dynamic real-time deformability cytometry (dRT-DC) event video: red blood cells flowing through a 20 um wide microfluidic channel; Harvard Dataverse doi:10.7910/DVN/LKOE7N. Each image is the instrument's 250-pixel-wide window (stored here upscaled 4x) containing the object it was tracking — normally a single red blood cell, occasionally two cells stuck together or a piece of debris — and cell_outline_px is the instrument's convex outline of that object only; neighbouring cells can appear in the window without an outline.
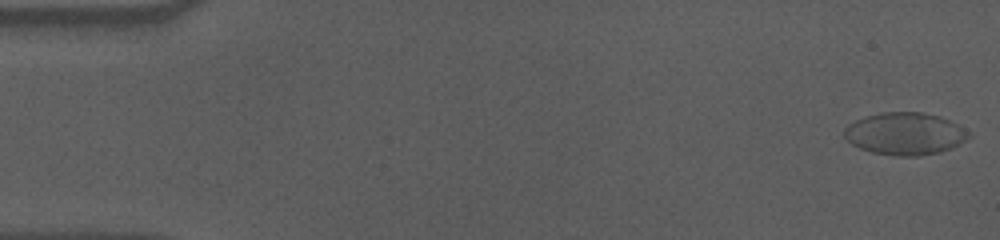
{"species": "human", "species_latin": "Homo sapiens", "temperature_condition": "cold", "stored_images_in_passage": 57, "camera_frame_rate_fps": 3000, "um_per_image_px": 0.085, "donor": {"sex": "male"}, "frame": {"image": 1, "passage_image": 1, "time_ms": 0.0, "image_size_px": [1000, 240], "cell_outline_px": [[972, 136], [940, 152], [920, 156], [896, 156], [872, 152], [860, 148], [852, 144], [844, 136], [844, 128], [848, 124], [864, 116], [880, 112], [920, 112], [936, 116], [948, 120], [956, 124], [968, 132]], "centroid_in_image_um": [76.86, 11.36], "position_along_channel_um": 8.1, "area_um2": 30.35}}
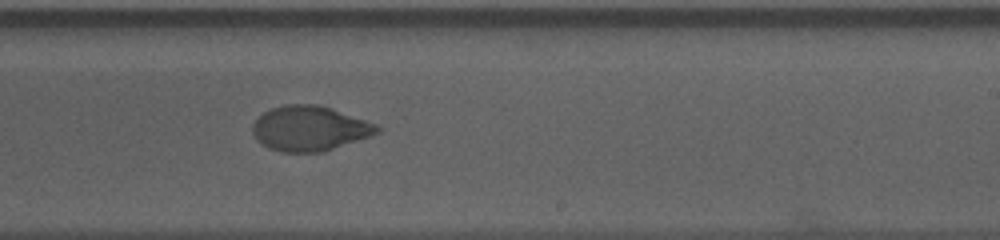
{"frame": {"image": 2, "passage_image": 35, "time_ms": 11.333, "image_size_px": [1000, 240], "cell_outline_px": [[380, 132], [324, 152], [280, 152], [268, 148], [256, 140], [252, 132], [252, 124], [264, 112], [272, 108], [284, 104], [320, 104], [332, 108], [376, 124], [380, 128]], "centroid_in_image_um": [26.29, 10.92], "position_along_channel_um": 262.7, "area_um2": 32.66}}
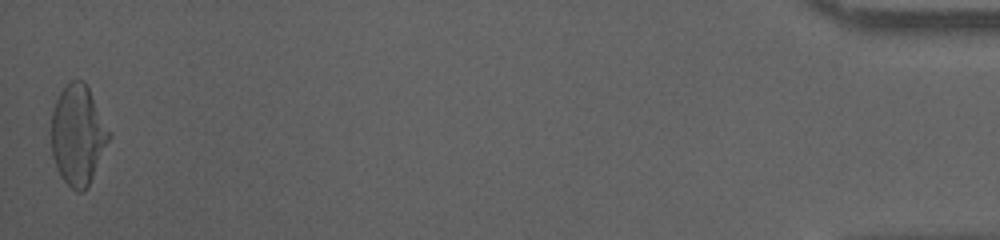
{"frame": {"image": 3, "passage_image": 57, "time_ms": 18.667, "image_size_px": [1000, 240], "cell_outline_px": [[112, 136], [84, 192], [76, 192], [60, 176], [52, 156], [52, 112], [56, 100], [60, 92], [72, 80], [84, 80], [112, 132]], "centroid_in_image_um": [6.64, 11.47], "position_along_channel_um": 428.6, "area_um2": 33.47}, "authors_computed_cell_mechanics": {"area_um2": 32.657, "velocity_mm_per_s": 3.5536, "shape_relaxation_time_tau1_ms": 6.3695, "shape_relaxation_time_tau2_ms": 1.8086, "deformation_change_tau1": 0.2227, "deformation_change_tau2": 0.0472}}